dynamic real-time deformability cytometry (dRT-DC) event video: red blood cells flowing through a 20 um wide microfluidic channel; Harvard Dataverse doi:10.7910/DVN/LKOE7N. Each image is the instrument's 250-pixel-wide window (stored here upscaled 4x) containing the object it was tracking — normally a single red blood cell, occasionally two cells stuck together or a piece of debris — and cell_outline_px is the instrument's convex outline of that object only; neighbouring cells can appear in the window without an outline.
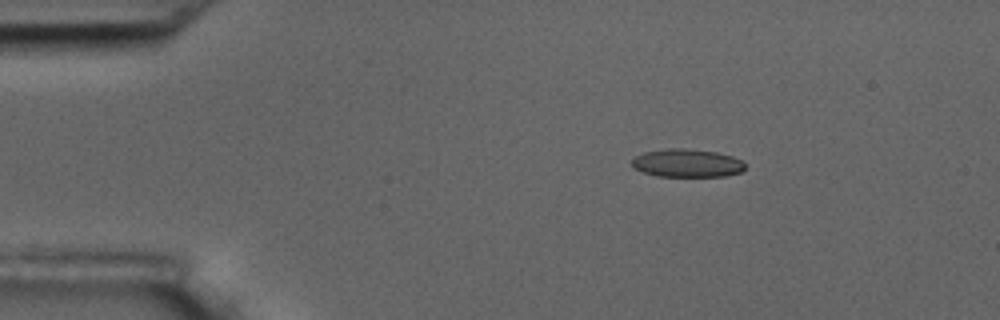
{"species": "common noctule bat (a hibernating species)", "species_latin": "Nyctalus noctula", "temperature_condition": "room temperature", "stored_images_in_passage": 3, "camera_frame_rate_fps": 3000, "um_per_image_px": 0.085, "animal": {"sex": "male", "body_mass_g": 17.5, "forearm_length_mm": 52.3}, "frame": {"image": 1, "passage_image": 1, "time_ms": 0.0, "image_size_px": [1000, 320], "cell_outline_px": [[744, 168], [740, 172], [724, 176], [656, 176], [632, 168], [632, 160], [636, 156], [644, 152], [668, 148], [688, 148], [716, 152], [732, 156], [740, 160], [744, 164]], "centroid_in_image_um": [58.37, 13.86], "position_along_channel_um": 26.6, "area_um2": 18.5}}